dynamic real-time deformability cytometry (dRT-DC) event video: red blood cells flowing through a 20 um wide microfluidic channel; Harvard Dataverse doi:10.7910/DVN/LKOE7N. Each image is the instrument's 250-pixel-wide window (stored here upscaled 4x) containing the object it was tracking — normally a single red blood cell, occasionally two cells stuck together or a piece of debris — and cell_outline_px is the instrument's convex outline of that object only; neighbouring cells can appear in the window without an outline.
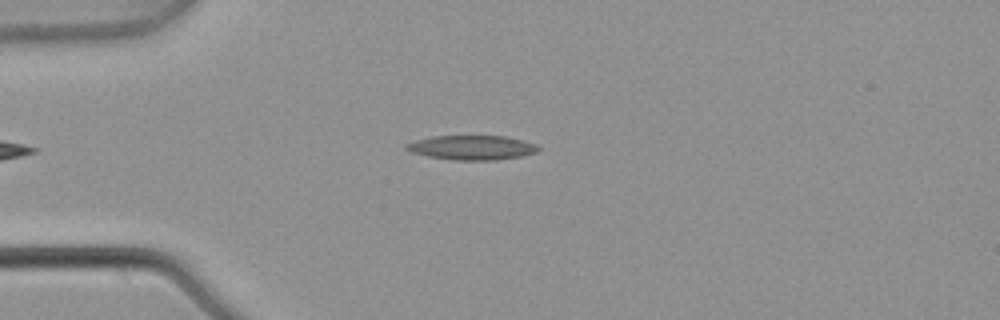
{"species": "common noctule bat (a hibernating species)", "species_latin": "Nyctalus noctula", "temperature_condition": "warm", "stored_images_in_passage": 4, "camera_frame_rate_fps": 3000, "um_per_image_px": 0.085, "animal": {"sex": "male", "body_mass_g": 21.5, "forearm_length_mm": 52.0}, "frame": {"image": 1, "passage_image": 3, "time_ms": 0.667, "image_size_px": [1000, 320], "cell_outline_px": [[540, 148], [536, 152], [520, 156], [496, 160], [456, 160], [428, 156], [412, 152], [404, 148], [404, 144], [416, 140], [432, 136], [504, 136], [524, 140], [536, 144]], "centroid_in_image_um": [40.11, 12.54], "position_along_channel_um": 44.9, "area_um2": 18.73}}
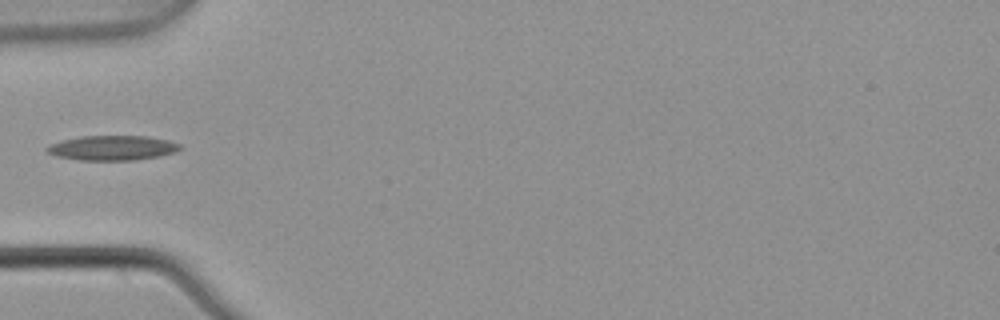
{"frame": {"image": 2, "passage_image": 4, "time_ms": 1.0, "image_size_px": [1000, 320], "cell_outline_px": [[184, 148], [176, 152], [160, 156], [132, 160], [80, 160], [56, 156], [48, 152], [44, 148], [60, 140], [80, 136], [148, 136], [168, 140], [180, 144]], "centroid_in_image_um": [9.58, 12.57], "position_along_channel_um": 75.4, "area_um2": 19.31}}